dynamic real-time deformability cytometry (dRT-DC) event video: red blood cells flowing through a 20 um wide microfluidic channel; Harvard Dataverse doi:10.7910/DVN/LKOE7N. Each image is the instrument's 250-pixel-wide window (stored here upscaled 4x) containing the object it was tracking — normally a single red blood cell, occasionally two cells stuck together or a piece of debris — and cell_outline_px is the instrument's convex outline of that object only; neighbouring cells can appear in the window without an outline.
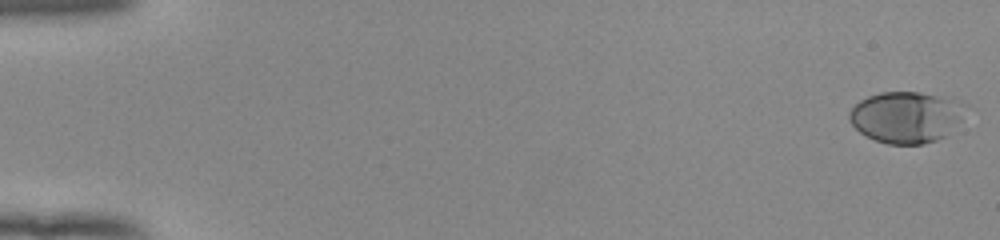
{"species": "human", "species_latin": "Homo sapiens", "temperature_condition": "room temperature", "stored_images_in_passage": 54, "camera_frame_rate_fps": 3000, "um_per_image_px": 0.085, "donor": {"sex": "female"}, "frame": {"image": 1, "passage_image": 1, "time_ms": 0.0, "image_size_px": [1000, 240], "cell_outline_px": [[968, 104], [960, 120], [948, 136], [924, 144], [888, 144], [876, 140], [860, 132], [848, 120], [848, 112], [860, 100], [868, 96], [880, 92], [920, 92]], "centroid_in_image_um": [77.02, 9.96], "position_along_channel_um": 8.0, "area_um2": 34.68}}
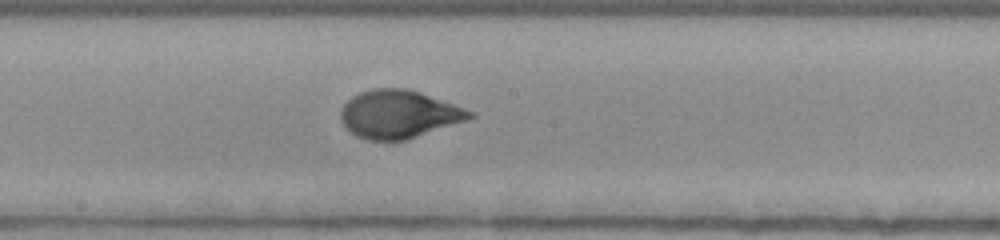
{"frame": {"image": 2, "passage_image": 31, "time_ms": 10.0, "image_size_px": [1000, 240], "cell_outline_px": [[476, 116], [404, 140], [368, 140], [356, 136], [340, 120], [340, 108], [352, 96], [360, 92], [372, 88], [408, 88], [420, 92], [476, 112]], "centroid_in_image_um": [33.86, 9.68], "position_along_channel_um": 214.3, "area_um2": 35.72}}
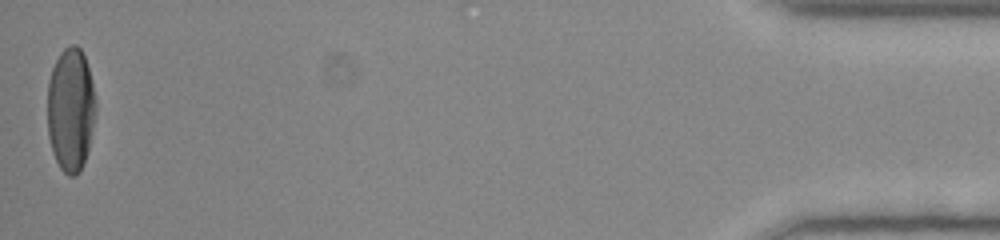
{"frame": {"image": 3, "passage_image": 54, "time_ms": 17.667, "image_size_px": [1000, 240], "cell_outline_px": [[96, 112], [88, 148], [84, 164], [80, 172], [76, 176], [68, 176], [60, 168], [52, 152], [48, 136], [48, 80], [52, 68], [60, 52], [64, 48], [72, 44], [76, 44], [80, 48], [84, 56], [92, 80], [96, 100]], "centroid_in_image_um": [6.01, 9.32], "position_along_channel_um": 429.2, "area_um2": 35.08}, "authors_computed_cell_mechanics": {"area_um2": 34.68, "velocity_mm_per_s": 3.8981, "shape_relaxation_time_tau1_ms": 3.6372, "shape_relaxation_time_tau2_ms": null, "deformation_change_tau1": 0.1758, "deformation_change_tau2": null}}